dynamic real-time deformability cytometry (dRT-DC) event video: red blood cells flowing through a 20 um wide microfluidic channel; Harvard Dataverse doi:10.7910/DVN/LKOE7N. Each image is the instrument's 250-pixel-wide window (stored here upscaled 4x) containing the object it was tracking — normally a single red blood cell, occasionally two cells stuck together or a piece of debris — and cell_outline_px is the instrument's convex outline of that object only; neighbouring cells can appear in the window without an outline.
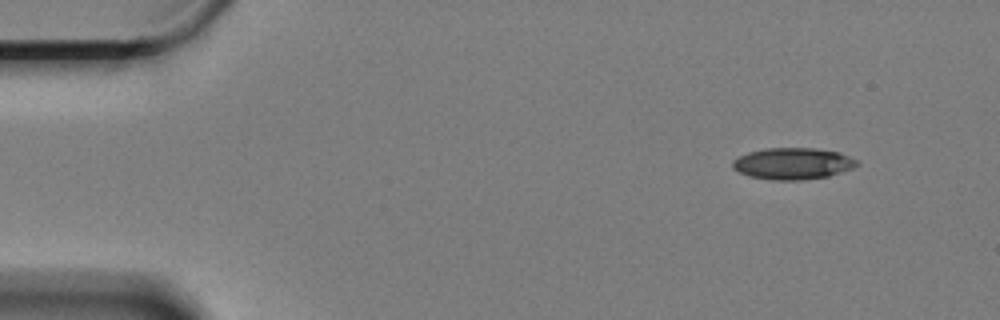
{"species": "Egyptian fruit bat (a non-hibernating species)", "species_latin": "Rousettus aegyptiacus", "temperature_condition": "cold", "stored_images_in_passage": 55, "camera_frame_rate_fps": 3000, "um_per_image_px": 0.085, "animal": {"sex": "female"}, "frame": {"image": 1, "passage_image": 1, "time_ms": 0.0, "image_size_px": [1000, 320], "cell_outline_px": [[860, 164], [856, 168], [828, 176], [800, 180], [776, 180], [752, 176], [740, 172], [732, 168], [732, 160], [748, 152], [764, 148], [812, 148], [840, 152], [856, 160]], "centroid_in_image_um": [67.42, 13.9], "position_along_channel_um": 17.6, "area_um2": 22.83}}
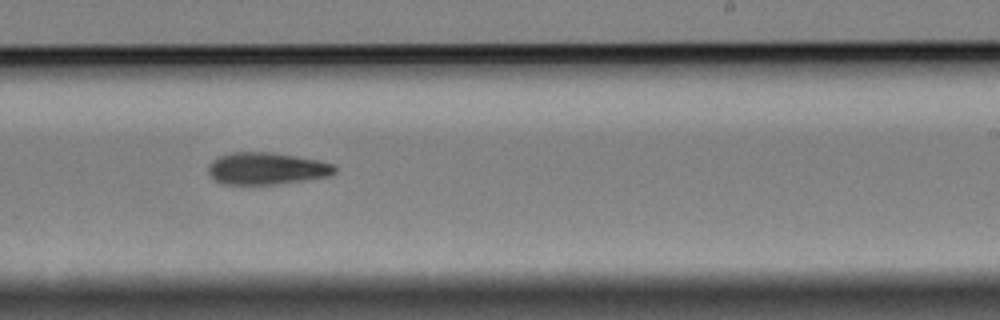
{"frame": {"image": 2, "passage_image": 32, "time_ms": 10.333, "image_size_px": [1000, 320], "cell_outline_px": [[336, 172], [328, 176], [276, 184], [224, 184], [216, 180], [208, 172], [208, 164], [212, 160], [220, 156], [232, 152], [272, 152], [316, 160], [336, 164]], "centroid_in_image_um": [22.65, 14.31], "position_along_channel_um": 266.3, "area_um2": 23.41}}
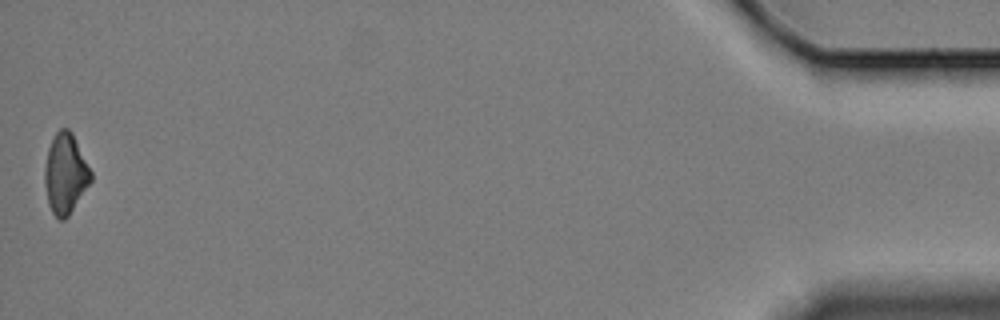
{"frame": {"image": 3, "passage_image": 55, "time_ms": 18.0, "image_size_px": [1000, 320], "cell_outline_px": [[92, 180], [68, 216], [64, 220], [60, 220], [52, 212], [48, 204], [44, 180], [44, 168], [48, 148], [56, 132], [60, 128], [68, 128], [72, 132], [92, 172]], "centroid_in_image_um": [5.55, 14.76], "position_along_channel_um": 429.6, "area_um2": 21.5}, "authors_computed_cell_mechanics": {"area_um2": 23.2356, "velocity_mm_per_s": 3.3078, "shape_relaxation_time_tau1_ms": 5.8562, "shape_relaxation_time_tau2_ms": null, "deformation_change_tau1": 0.1256, "deformation_change_tau2": null}}